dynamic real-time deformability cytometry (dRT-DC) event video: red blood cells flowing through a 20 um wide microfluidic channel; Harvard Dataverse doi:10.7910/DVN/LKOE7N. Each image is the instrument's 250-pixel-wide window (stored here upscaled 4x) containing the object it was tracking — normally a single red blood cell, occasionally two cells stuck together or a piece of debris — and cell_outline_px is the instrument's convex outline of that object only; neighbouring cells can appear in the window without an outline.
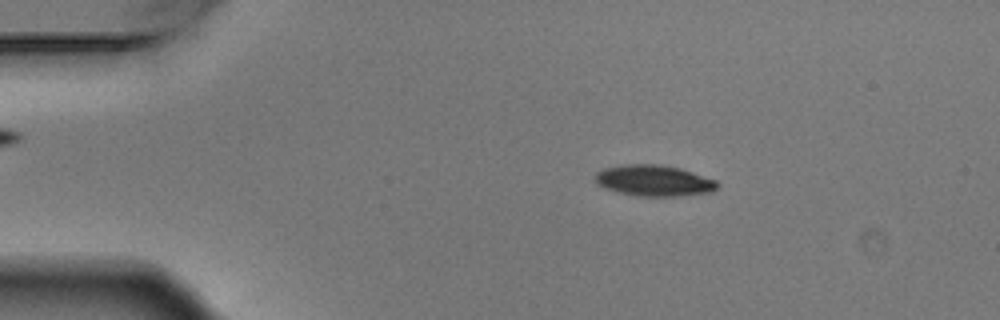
{"species": "Egyptian fruit bat (a non-hibernating species)", "species_latin": "Rousettus aegyptiacus", "temperature_condition": "warm", "stored_images_in_passage": 6, "camera_frame_rate_fps": 3000, "um_per_image_px": 0.085, "animal": {"sex": "male"}, "frame": {"image": 1, "passage_image": 2, "time_ms": 0.333, "image_size_px": [1000, 320], "cell_outline_px": [[720, 184], [712, 192], [680, 196], [636, 196], [604, 188], [596, 184], [596, 172], [604, 168], [620, 164], [656, 164], [680, 168], [716, 180]], "centroid_in_image_um": [55.58, 15.35], "position_along_channel_um": 29.4, "area_um2": 22.2}}
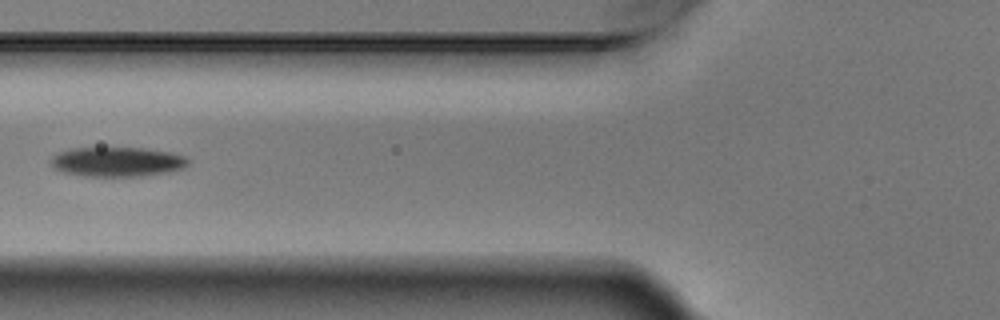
{"frame": {"image": 2, "passage_image": 5, "time_ms": 1.333, "image_size_px": [1000, 320], "cell_outline_px": [[188, 164], [184, 168], [168, 172], [144, 176], [84, 176], [60, 172], [52, 168], [52, 156], [60, 152], [72, 148], [144, 148], [168, 152], [184, 156], [188, 160]], "centroid_in_image_um": [9.94, 13.76], "position_along_channel_um": 115.9, "area_um2": 23.64}}
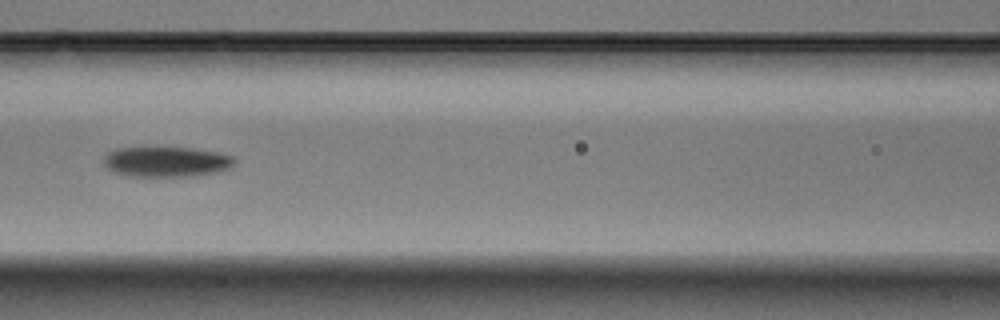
{"frame": {"image": 3, "passage_image": 6, "time_ms": 1.667, "image_size_px": [1000, 320], "cell_outline_px": [[236, 164], [228, 168], [216, 172], [196, 176], [132, 176], [112, 172], [104, 164], [104, 156], [108, 152], [116, 148], [140, 144], [144, 144], [192, 148], [216, 152], [232, 156], [236, 160]], "centroid_in_image_um": [14.08, 13.69], "position_along_channel_um": 152.5, "area_um2": 24.1}}